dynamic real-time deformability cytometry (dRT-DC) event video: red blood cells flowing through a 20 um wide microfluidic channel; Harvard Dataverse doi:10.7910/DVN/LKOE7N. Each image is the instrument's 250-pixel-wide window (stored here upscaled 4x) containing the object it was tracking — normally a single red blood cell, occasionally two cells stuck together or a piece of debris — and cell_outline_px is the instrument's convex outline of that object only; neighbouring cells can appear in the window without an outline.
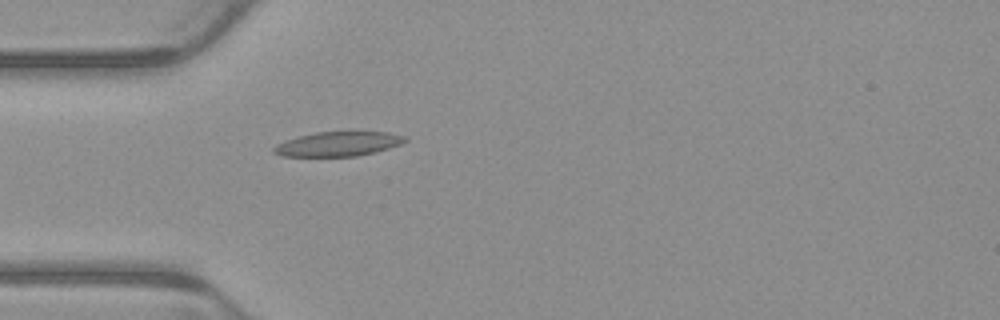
{"species": "common noctule bat (a hibernating species)", "species_latin": "Nyctalus noctula", "temperature_condition": "warm", "stored_images_in_passage": 4, "camera_frame_rate_fps": 3000, "um_per_image_px": 0.085, "animal": {"sex": "male", "body_mass_g": 23.1, "forearm_length_mm": 52.7}, "frame": {"image": 1, "passage_image": 4, "time_ms": 1.0, "image_size_px": [1000, 320], "cell_outline_px": [[408, 140], [400, 144], [376, 152], [356, 156], [284, 156], [272, 152], [272, 148], [276, 144], [284, 140], [296, 136], [316, 132], [388, 132], [404, 136]], "centroid_in_image_um": [28.7, 12.23], "position_along_channel_um": 56.3, "area_um2": 18.73}}